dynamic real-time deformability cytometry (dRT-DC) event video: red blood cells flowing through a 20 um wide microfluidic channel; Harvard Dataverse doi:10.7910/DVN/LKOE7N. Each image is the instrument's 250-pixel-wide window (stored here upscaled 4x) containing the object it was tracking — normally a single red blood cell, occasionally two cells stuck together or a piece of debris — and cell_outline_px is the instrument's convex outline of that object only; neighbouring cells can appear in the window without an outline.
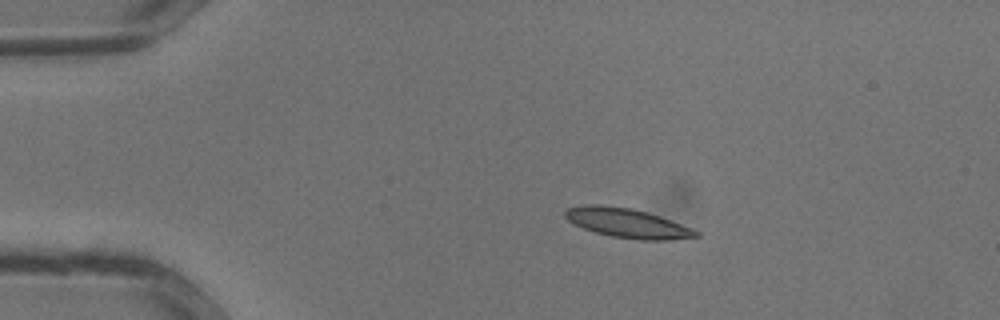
{"species": "common noctule bat (a hibernating species)", "species_latin": "Nyctalus noctula", "temperature_condition": "warm", "stored_images_in_passage": 33, "camera_frame_rate_fps": 3000, "um_per_image_px": 0.085, "animal": {"sex": "male", "body_mass_g": 13.3}, "frame": {"image": 1, "passage_image": 6, "time_ms": 1.667, "image_size_px": [1000, 320], "cell_outline_px": [[700, 236], [668, 240], [640, 240], [612, 236], [596, 232], [584, 228], [568, 220], [564, 216], [564, 212], [568, 208], [584, 204], [600, 204], [632, 208], [692, 228], [700, 232]], "centroid_in_image_um": [53.29, 18.96], "position_along_channel_um": 31.7, "area_um2": 22.02}}
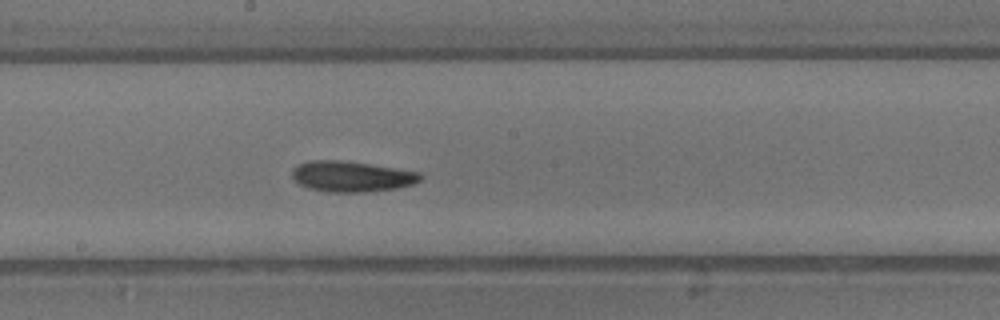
{"frame": {"image": 2, "passage_image": 18, "time_ms": 5.667, "image_size_px": [1000, 320], "cell_outline_px": [[424, 176], [420, 180], [412, 184], [396, 188], [364, 192], [328, 192], [308, 188], [300, 184], [292, 176], [292, 168], [308, 160], [340, 160], [396, 168], [420, 172]], "centroid_in_image_um": [29.88, 14.99], "position_along_channel_um": 218.3, "area_um2": 22.83}}
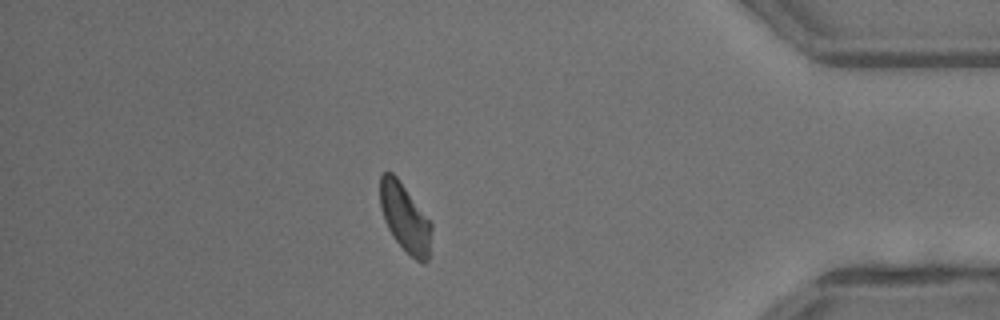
{"frame": {"image": 3, "passage_image": 29, "time_ms": 9.333, "image_size_px": [1000, 320], "cell_outline_px": [[432, 228], [428, 260], [424, 264], [416, 260], [392, 236], [384, 220], [380, 208], [380, 176], [384, 172], [392, 172], [396, 176], [432, 224]], "centroid_in_image_um": [34.41, 18.52], "position_along_channel_um": 400.8, "area_um2": 20.11}}